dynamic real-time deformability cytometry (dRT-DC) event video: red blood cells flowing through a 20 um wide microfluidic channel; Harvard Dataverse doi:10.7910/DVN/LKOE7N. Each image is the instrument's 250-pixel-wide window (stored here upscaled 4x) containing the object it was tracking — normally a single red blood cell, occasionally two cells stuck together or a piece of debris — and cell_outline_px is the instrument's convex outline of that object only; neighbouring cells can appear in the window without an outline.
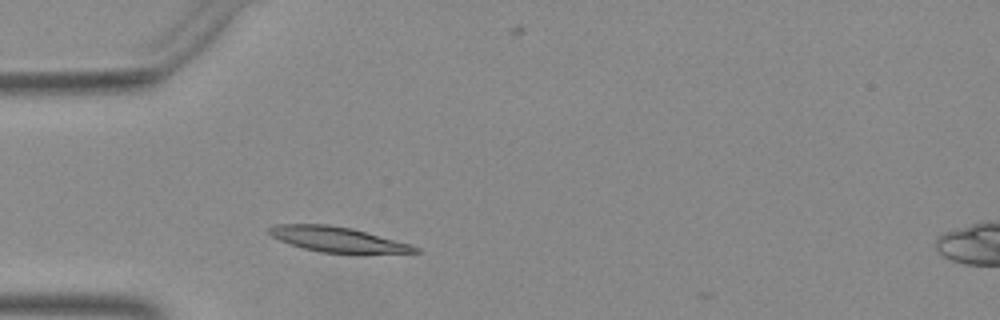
{"species": "Egyptian fruit bat (a non-hibernating species)", "species_latin": "Rousettus aegyptiacus", "temperature_condition": "warm", "stored_images_in_passage": 29, "camera_frame_rate_fps": 3000, "um_per_image_px": 0.085, "animal": {"sex": "female"}, "frame": {"image": 1, "passage_image": 1, "time_ms": 0.0, "image_size_px": [1000, 320], "cell_outline_px": [[424, 252], [360, 256], [356, 256], [320, 252], [304, 248], [280, 240], [272, 236], [268, 232], [268, 228], [276, 224], [328, 224], [352, 228], [408, 244], [420, 248]], "centroid_in_image_um": [28.81, 20.41], "position_along_channel_um": 56.2, "area_um2": 22.2}}
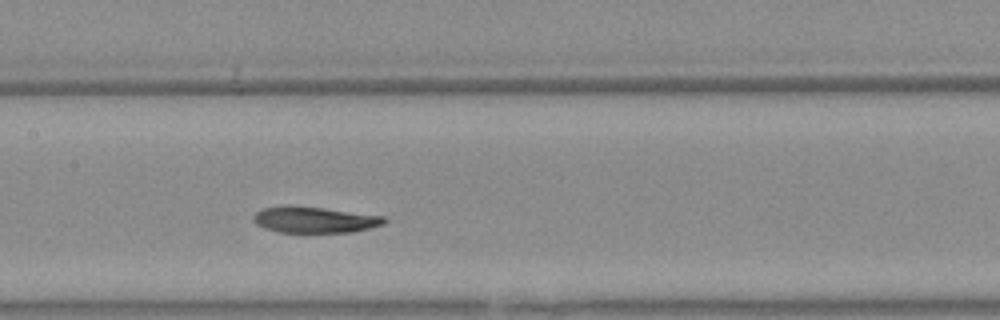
{"frame": {"image": 2, "passage_image": 11, "time_ms": 3.333, "image_size_px": [1000, 320], "cell_outline_px": [[388, 220], [384, 224], [352, 232], [280, 232], [264, 228], [256, 224], [252, 220], [252, 216], [256, 212], [264, 208], [284, 204], [288, 204], [324, 208], [384, 216]], "centroid_in_image_um": [26.69, 18.66], "position_along_channel_um": 180.7, "area_um2": 20.11}}
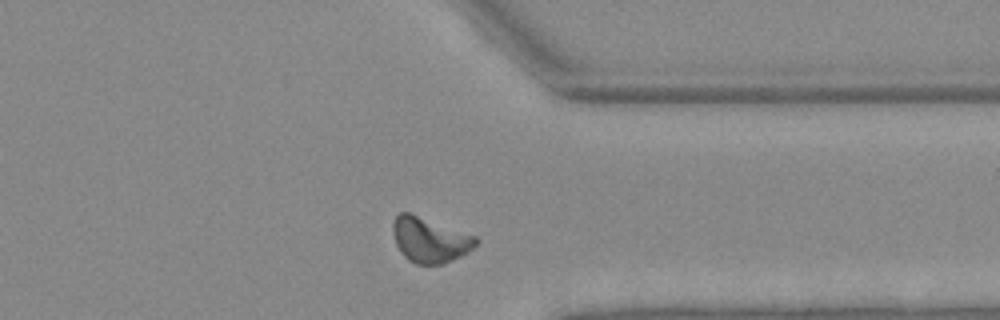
{"frame": {"image": 3, "passage_image": 26, "time_ms": 8.333, "image_size_px": [1000, 320], "cell_outline_px": [[480, 240], [468, 252], [444, 264], [416, 264], [408, 260], [400, 252], [396, 244], [392, 232], [392, 224], [396, 216], [400, 212], [408, 212], [476, 236]], "centroid_in_image_um": [36.51, 20.4], "position_along_channel_um": 374.9, "area_um2": 21.73}}